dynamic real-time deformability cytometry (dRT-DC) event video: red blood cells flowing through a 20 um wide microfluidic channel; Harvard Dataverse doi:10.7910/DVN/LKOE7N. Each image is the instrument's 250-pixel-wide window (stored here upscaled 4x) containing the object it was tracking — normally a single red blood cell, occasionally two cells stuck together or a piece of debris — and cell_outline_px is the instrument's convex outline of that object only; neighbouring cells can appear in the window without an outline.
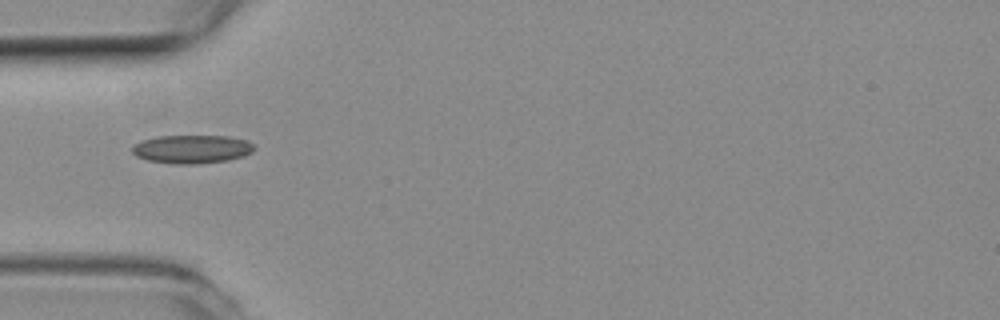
{"species": "common noctule bat (a hibernating species)", "species_latin": "Nyctalus noctula", "temperature_condition": "room temperature", "stored_images_in_passage": 38, "camera_frame_rate_fps": 3000, "um_per_image_px": 0.085, "animal": {"sex": "female", "body_mass_g": 19.3, "forearm_length_mm": 54.1}, "frame": {"image": 1, "passage_image": 1, "time_ms": 0.0, "image_size_px": [1000, 320], "cell_outline_px": [[256, 148], [252, 152], [244, 156], [228, 160], [200, 164], [172, 164], [148, 160], [136, 156], [132, 152], [132, 148], [136, 144], [144, 140], [156, 136], [228, 136], [248, 140]], "centroid_in_image_um": [16.35, 12.68], "position_along_channel_um": 68.7, "area_um2": 20.29}}
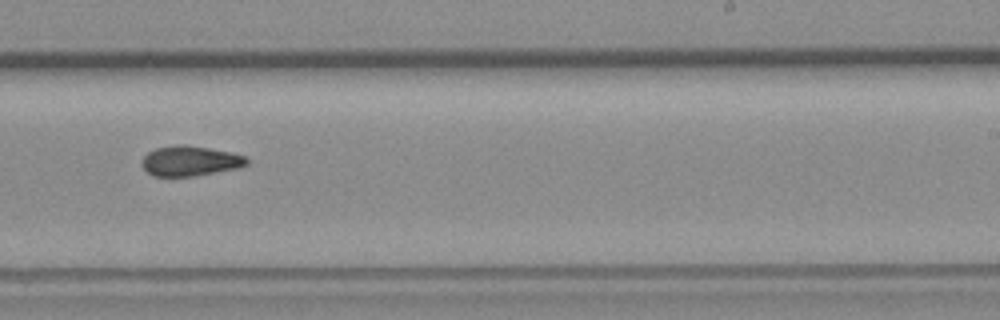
{"frame": {"image": 2, "passage_image": 17, "time_ms": 5.333, "image_size_px": [1000, 320], "cell_outline_px": [[248, 164], [236, 168], [192, 176], [152, 176], [144, 168], [144, 156], [148, 152], [156, 148], [180, 144], [184, 144], [208, 148], [228, 152], [244, 156], [248, 160]], "centroid_in_image_um": [16.14, 13.67], "position_along_channel_um": 272.9, "area_um2": 17.92}}
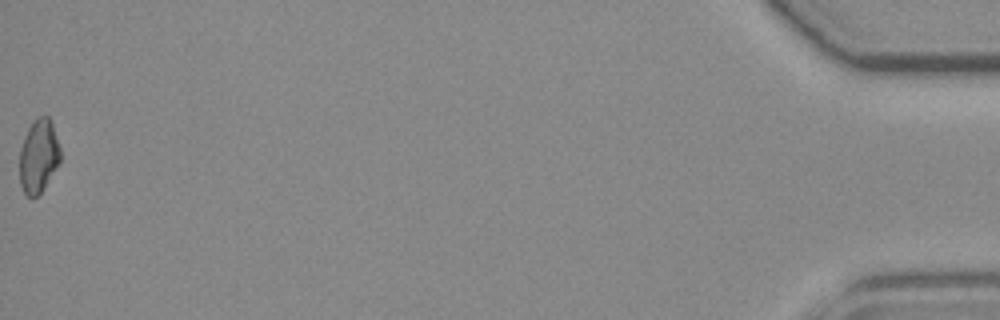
{"frame": {"image": 3, "passage_image": 38, "time_ms": 12.333, "image_size_px": [1000, 320], "cell_outline_px": [[60, 160], [44, 188], [36, 196], [28, 196], [24, 192], [20, 184], [20, 148], [24, 136], [32, 120], [36, 116], [48, 116], [52, 124], [60, 148]], "centroid_in_image_um": [3.26, 13.23], "position_along_channel_um": 431.9, "area_um2": 17.28}, "authors_computed_cell_mechanics": {"area_um2": 18.1492, "velocity_mm_per_s": 3.8175, "shape_relaxation_time_tau1_ms": null, "shape_relaxation_time_tau2_ms": 3.5823, "deformation_change_tau1": null, "deformation_change_tau2": 0.0878}}